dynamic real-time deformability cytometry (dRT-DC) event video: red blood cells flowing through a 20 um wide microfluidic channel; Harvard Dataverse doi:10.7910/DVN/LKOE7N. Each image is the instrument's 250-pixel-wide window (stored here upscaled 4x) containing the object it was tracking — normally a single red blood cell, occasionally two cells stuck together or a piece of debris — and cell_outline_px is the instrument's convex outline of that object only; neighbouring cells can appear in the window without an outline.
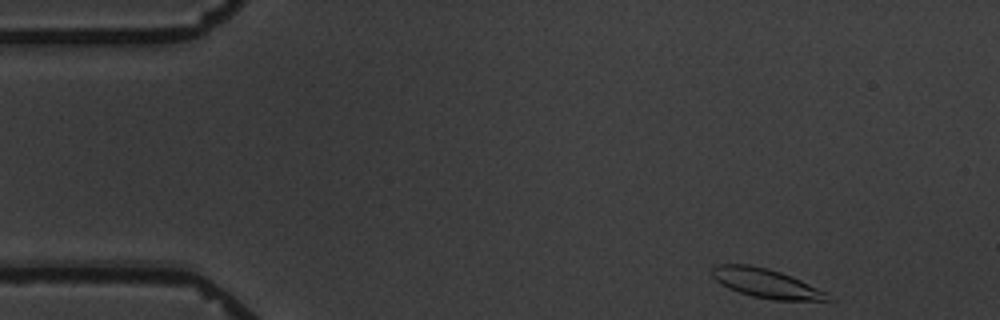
{"species": "common noctule bat (a hibernating species)", "species_latin": "Nyctalus noctula", "temperature_condition": "warm", "stored_images_in_passage": 3, "camera_frame_rate_fps": 3000, "um_per_image_px": 0.085, "animal": {"sex": "male", "body_mass_g": 19.5, "forearm_length_mm": 54.6}, "frame": {"image": 1, "passage_image": 1, "time_ms": 0.0, "image_size_px": [1000, 320], "cell_outline_px": [[836, 300], [772, 300], [752, 296], [728, 288], [720, 284], [712, 276], [712, 268], [720, 264], [748, 264], [768, 268], [780, 272], [800, 280], [828, 292]], "centroid_in_image_um": [65.15, 24.09], "position_along_channel_um": 19.9, "area_um2": 19.65}}